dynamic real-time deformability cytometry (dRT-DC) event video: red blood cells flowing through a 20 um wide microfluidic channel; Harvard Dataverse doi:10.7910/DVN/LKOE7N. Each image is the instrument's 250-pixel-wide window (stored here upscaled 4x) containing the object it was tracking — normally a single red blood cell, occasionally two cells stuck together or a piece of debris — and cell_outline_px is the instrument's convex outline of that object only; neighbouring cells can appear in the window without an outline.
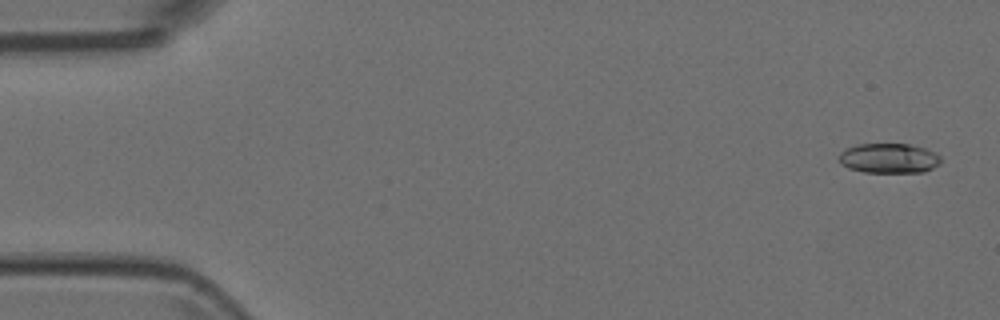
{"species": "Egyptian fruit bat (a non-hibernating species)", "species_latin": "Rousettus aegyptiacus", "temperature_condition": "room temperature", "stored_images_in_passage": 9, "camera_frame_rate_fps": 3000, "um_per_image_px": 0.085, "animal": {"sex": "female"}, "frame": {"image": 1, "passage_image": 1, "time_ms": 0.0, "image_size_px": [1000, 320], "cell_outline_px": [[940, 164], [924, 172], [864, 172], [848, 168], [840, 164], [836, 156], [844, 148], [856, 144], [912, 144], [936, 152], [940, 156]], "centroid_in_image_um": [75.51, 13.44], "position_along_channel_um": 9.5, "area_um2": 18.03}}
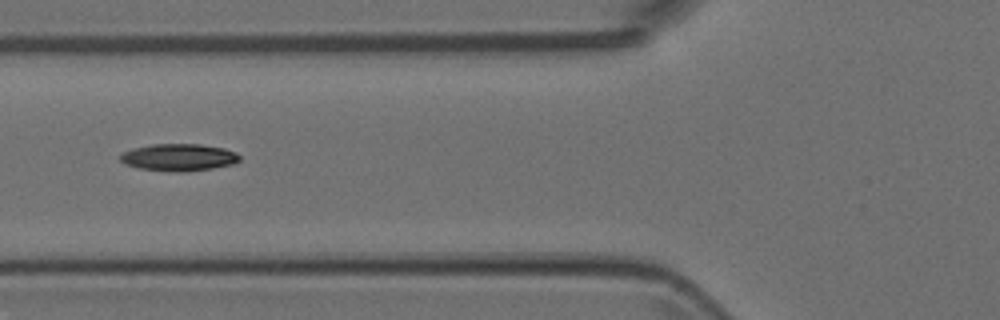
{"frame": {"image": 2, "passage_image": 6, "time_ms": 1.667, "image_size_px": [1000, 320], "cell_outline_px": [[240, 160], [232, 164], [212, 168], [180, 172], [140, 168], [128, 164], [120, 160], [120, 156], [124, 152], [132, 148], [152, 144], [200, 144], [224, 148], [236, 152], [240, 156]], "centroid_in_image_um": [15.23, 13.36], "position_along_channel_um": 110.6, "area_um2": 18.61}}
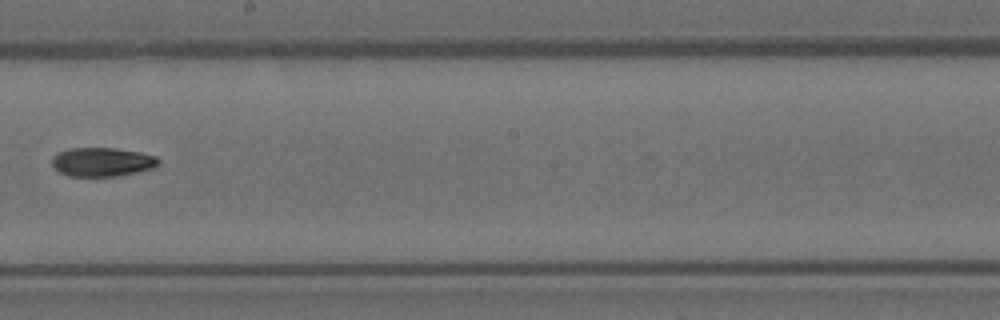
{"frame": {"image": 3, "passage_image": 9, "time_ms": 2.667, "image_size_px": [1000, 320], "cell_outline_px": [[160, 164], [152, 168], [136, 172], [116, 176], [68, 176], [52, 168], [52, 156], [56, 152], [68, 148], [116, 148], [140, 152], [156, 156], [160, 160]], "centroid_in_image_um": [8.65, 13.76], "position_along_channel_um": 239.6, "area_um2": 18.15}}